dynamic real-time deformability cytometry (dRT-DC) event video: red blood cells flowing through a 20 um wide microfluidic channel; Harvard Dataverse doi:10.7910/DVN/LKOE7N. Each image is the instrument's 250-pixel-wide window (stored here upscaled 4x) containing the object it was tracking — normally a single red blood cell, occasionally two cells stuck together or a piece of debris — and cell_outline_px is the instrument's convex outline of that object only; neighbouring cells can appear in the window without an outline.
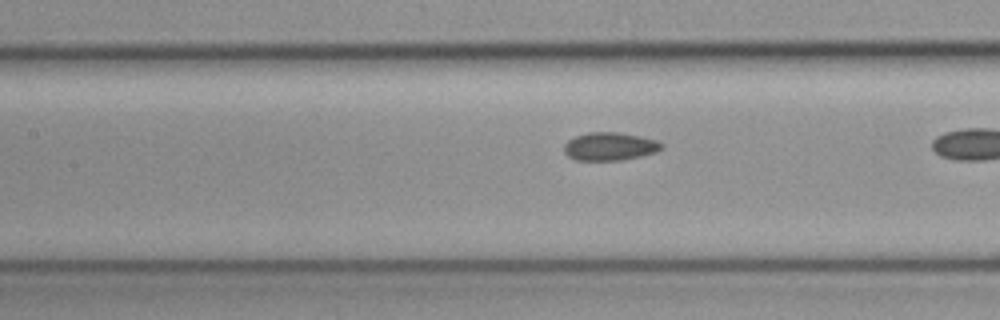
{"species": "common noctule bat (a hibernating species)", "species_latin": "Nyctalus noctula", "temperature_condition": "cold", "stored_images_in_passage": 28, "camera_frame_rate_fps": 3000, "um_per_image_px": 0.085, "animal": {"sex": "female", "body_mass_g": 19.3, "forearm_length_mm": 54.1}, "frame": {"image": 1, "passage_image": 24, "time_ms": 7.667, "image_size_px": [1000, 320], "cell_outline_px": [[664, 148], [656, 152], [640, 156], [620, 160], [576, 160], [568, 156], [564, 152], [564, 144], [568, 140], [576, 136], [588, 132], [620, 132], [640, 136], [656, 140], [664, 144]], "centroid_in_image_um": [51.84, 12.44], "position_along_channel_um": 155.6, "area_um2": 16.01}}